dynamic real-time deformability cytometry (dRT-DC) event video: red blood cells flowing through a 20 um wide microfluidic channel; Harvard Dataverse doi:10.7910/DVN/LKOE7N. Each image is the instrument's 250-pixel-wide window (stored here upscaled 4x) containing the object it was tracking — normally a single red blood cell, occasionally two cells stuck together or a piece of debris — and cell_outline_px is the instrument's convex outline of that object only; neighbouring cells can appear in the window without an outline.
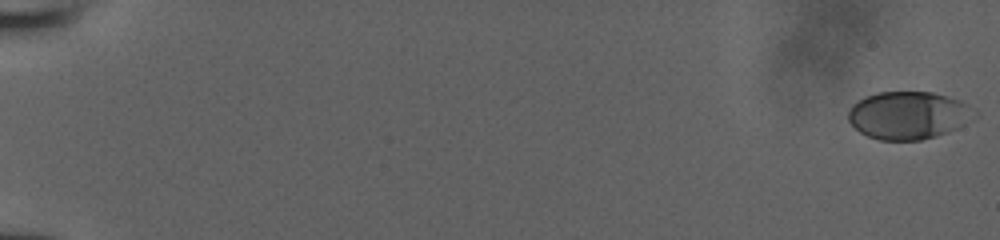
{"species": "human", "species_latin": "Homo sapiens", "temperature_condition": "room temperature", "stored_images_in_passage": 23, "camera_frame_rate_fps": 3000, "um_per_image_px": 0.085, "donor": {"sex": "male"}, "frame": {"image": 1, "passage_image": 1, "time_ms": 0.0, "image_size_px": [1000, 240], "cell_outline_px": [[976, 116], [972, 120], [948, 132], [936, 136], [920, 140], [880, 140], [868, 136], [860, 132], [848, 120], [848, 112], [860, 100], [868, 96], [880, 92], [932, 92], [960, 100], [976, 108]], "centroid_in_image_um": [77.28, 9.8], "position_along_channel_um": 7.7, "area_um2": 34.91}}
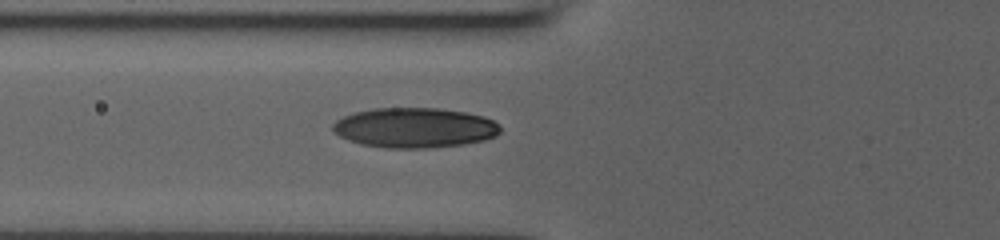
{"frame": {"image": 2, "passage_image": 20, "time_ms": 6.333, "image_size_px": [1000, 240], "cell_outline_px": [[500, 132], [496, 136], [484, 140], [464, 144], [428, 148], [384, 148], [360, 144], [348, 140], [340, 136], [332, 128], [332, 124], [336, 120], [344, 116], [356, 112], [372, 108], [436, 108], [464, 112], [484, 116], [492, 120], [500, 128]], "centroid_in_image_um": [35.23, 10.86], "position_along_channel_um": 90.6, "area_um2": 39.02}}
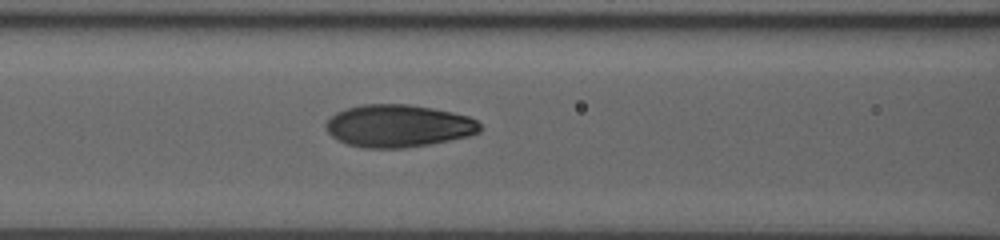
{"frame": {"image": 3, "passage_image": 23, "time_ms": 7.333, "image_size_px": [1000, 240], "cell_outline_px": [[480, 132], [468, 136], [428, 144], [404, 148], [364, 148], [348, 144], [332, 136], [324, 128], [324, 124], [336, 112], [360, 104], [408, 104], [432, 108], [452, 112], [468, 116], [476, 120], [480, 124]], "centroid_in_image_um": [33.84, 10.69], "position_along_channel_um": 132.8, "area_um2": 38.03}}